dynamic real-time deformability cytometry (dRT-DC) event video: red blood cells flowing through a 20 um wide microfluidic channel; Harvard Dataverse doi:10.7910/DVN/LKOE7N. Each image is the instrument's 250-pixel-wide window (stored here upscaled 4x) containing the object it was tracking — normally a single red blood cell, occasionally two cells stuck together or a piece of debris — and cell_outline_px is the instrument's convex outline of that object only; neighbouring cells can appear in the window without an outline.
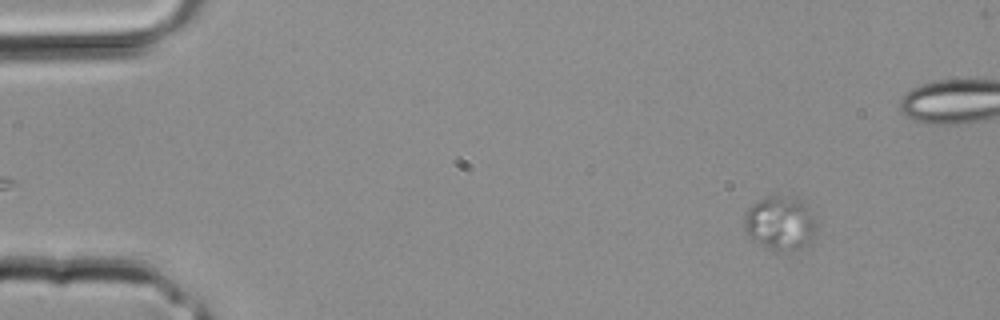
{"species": "common noctule bat (a hibernating species)", "species_latin": "Nyctalus noctula", "temperature_condition": "room temperature", "stored_images_in_passage": 35, "camera_frame_rate_fps": 3000, "um_per_image_px": 0.085, "animal": {"sex": "male", "body_mass_g": 20.4}, "frame": {"image": 1, "passage_image": 3, "time_ms": 0.667, "image_size_px": [1000, 320], "cell_outline_px": [[816, 228], [808, 244], [792, 252], [776, 252], [752, 240], [748, 236], [744, 228], [744, 216], [748, 208], [752, 204], [764, 196], [796, 196], [804, 204], [816, 220]], "centroid_in_image_um": [66.29, 18.98], "position_along_channel_um": 18.7, "area_um2": 23.0}}
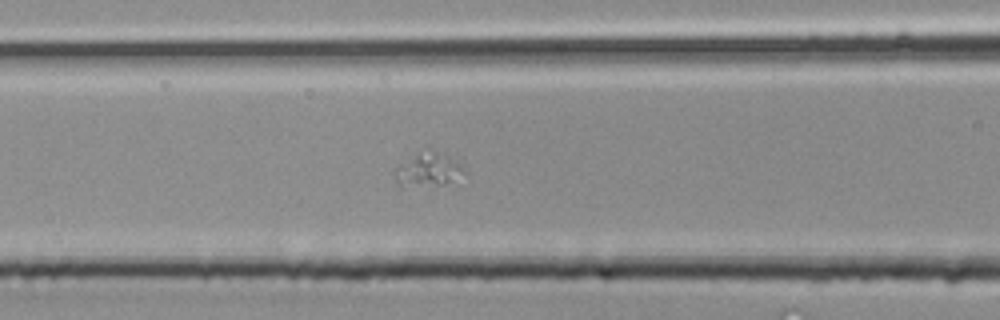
{"frame": {"image": 2, "passage_image": 14, "time_ms": 4.333, "image_size_px": [1000, 320], "cell_outline_px": [[464, 172], [444, 184], [400, 188], [392, 172], [400, 164], [416, 156], [448, 156], [460, 164], [464, 168]], "centroid_in_image_um": [36.29, 14.56], "position_along_channel_um": 130.3, "area_um2": 12.31}}
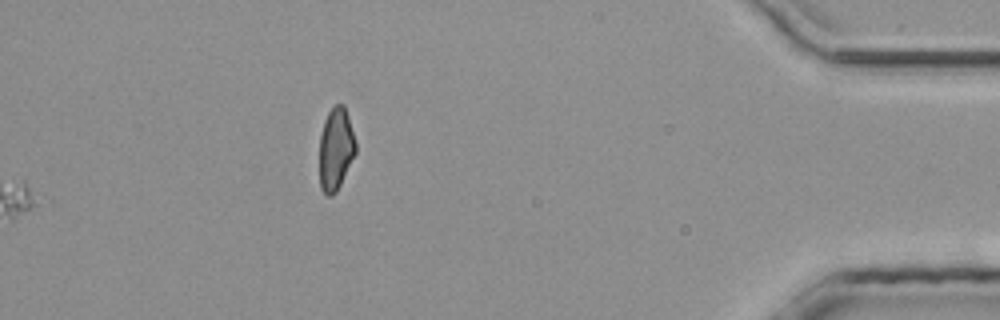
{"frame": {"image": 3, "passage_image": 35, "time_ms": 11.333, "image_size_px": [1000, 320], "cell_outline_px": [[356, 152], [336, 192], [332, 196], [328, 196], [320, 188], [320, 136], [324, 120], [328, 112], [336, 104], [344, 104], [348, 116], [356, 144]], "centroid_in_image_um": [28.53, 12.66], "position_along_channel_um": 406.7, "area_um2": 17.22}}